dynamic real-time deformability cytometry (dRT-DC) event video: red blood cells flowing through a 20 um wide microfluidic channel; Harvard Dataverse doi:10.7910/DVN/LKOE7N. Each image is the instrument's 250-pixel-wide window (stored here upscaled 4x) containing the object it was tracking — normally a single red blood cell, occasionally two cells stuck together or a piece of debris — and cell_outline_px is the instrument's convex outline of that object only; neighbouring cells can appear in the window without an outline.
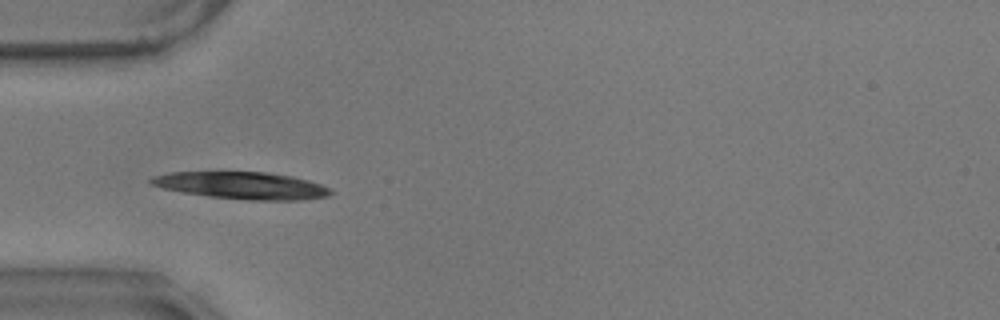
{"species": "common noctule bat (a hibernating species)", "species_latin": "Nyctalus noctula", "temperature_condition": "warm", "stored_images_in_passage": 41, "camera_frame_rate_fps": 3000, "um_per_image_px": 0.085, "animal": {"sex": "male", "body_mass_g": 17.9}, "frame": {"image": 1, "passage_image": 1, "time_ms": 0.0, "image_size_px": [1000, 320], "cell_outline_px": [[332, 192], [328, 196], [300, 200], [252, 200], [208, 196], [184, 192], [164, 188], [148, 184], [148, 180], [152, 176], [168, 172], [268, 172], [292, 176], [308, 180], [332, 188]], "centroid_in_image_um": [20.55, 15.76], "position_along_channel_um": 64.4, "area_um2": 28.38}}
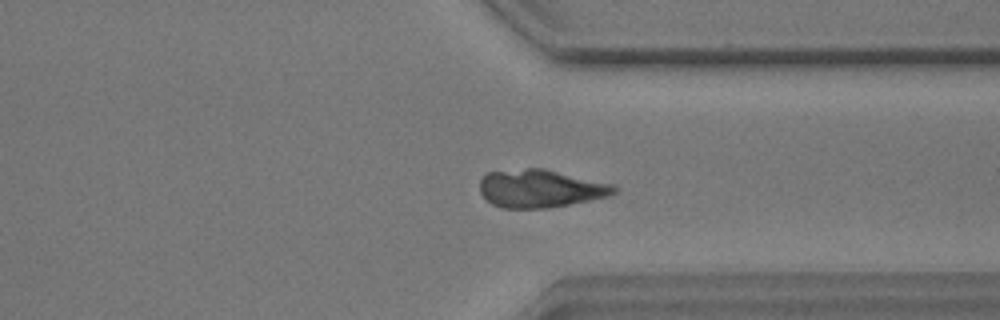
{"frame": {"image": 2, "passage_image": 27, "time_ms": 8.667, "image_size_px": [1000, 320], "cell_outline_px": [[620, 188], [616, 192], [608, 196], [548, 208], [500, 208], [492, 204], [480, 192], [480, 180], [488, 172], [528, 168], [544, 168], [616, 184]], "centroid_in_image_um": [45.97, 16.02], "position_along_channel_um": 365.4, "area_um2": 29.82}}
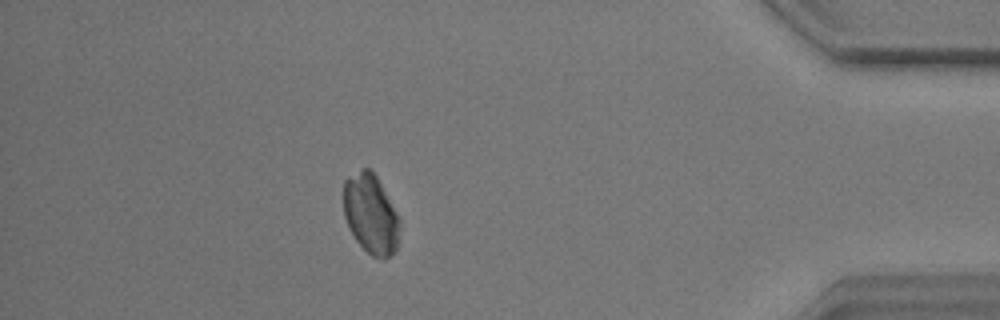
{"frame": {"image": 3, "passage_image": 34, "time_ms": 11.0, "image_size_px": [1000, 320], "cell_outline_px": [[400, 228], [396, 252], [384, 260], [380, 260], [372, 256], [356, 240], [348, 228], [344, 216], [344, 180], [364, 168], [368, 168], [376, 176], [396, 212], [400, 220]], "centroid_in_image_um": [31.53, 18.25], "position_along_channel_um": 403.7, "area_um2": 25.95}, "authors_computed_cell_mechanics": {"area_um2": 28.7266, "velocity_mm_per_s": 3.4857, "shape_relaxation_time_tau1_ms": 7.129, "shape_relaxation_time_tau2_ms": null, "deformation_change_tau1": 0.2206, "deformation_change_tau2": null}}